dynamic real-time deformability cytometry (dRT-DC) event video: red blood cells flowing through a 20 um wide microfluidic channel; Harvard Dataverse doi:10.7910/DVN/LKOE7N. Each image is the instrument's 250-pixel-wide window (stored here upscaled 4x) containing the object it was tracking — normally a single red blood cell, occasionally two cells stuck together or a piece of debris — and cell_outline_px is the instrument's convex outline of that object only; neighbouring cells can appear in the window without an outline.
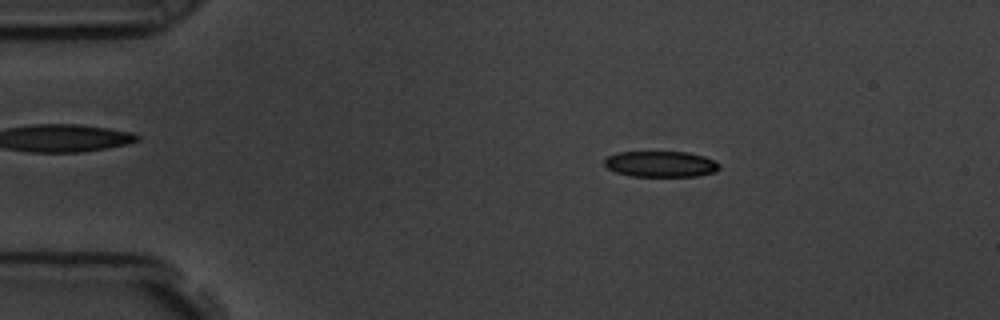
{"species": "common noctule bat (a hibernating species)", "species_latin": "Nyctalus noctula", "temperature_condition": "room temperature", "stored_images_in_passage": 57, "camera_frame_rate_fps": 3000, "um_per_image_px": 0.085, "animal": {"sex": "male", "body_mass_g": 19.5, "forearm_length_mm": 54.6}, "frame": {"image": 1, "passage_image": 10, "time_ms": 3.0, "image_size_px": [1000, 320], "cell_outline_px": [[720, 168], [716, 172], [696, 176], [632, 176], [616, 172], [608, 168], [604, 164], [604, 160], [608, 156], [620, 152], [688, 152], [704, 156], [720, 164]], "centroid_in_image_um": [56.18, 13.94], "position_along_channel_um": 28.8, "area_um2": 17.28}}
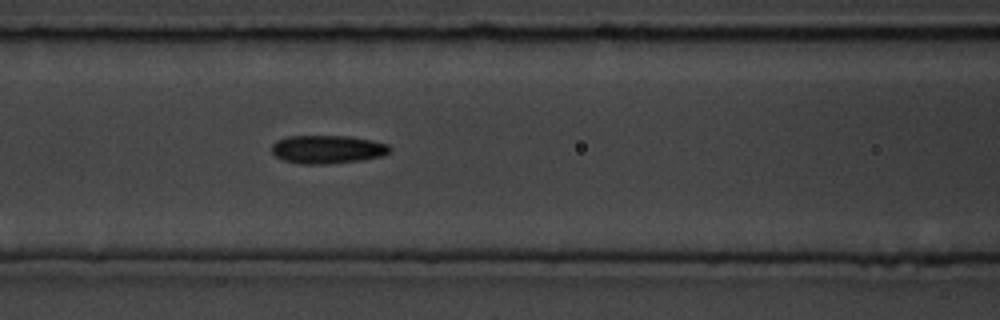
{"frame": {"image": 2, "passage_image": 24, "time_ms": 7.667, "image_size_px": [1000, 320], "cell_outline_px": [[392, 148], [384, 156], [364, 160], [324, 164], [300, 164], [284, 160], [276, 156], [272, 152], [272, 144], [276, 140], [288, 136], [348, 136], [372, 140], [388, 144]], "centroid_in_image_um": [27.85, 12.69], "position_along_channel_um": 138.7, "area_um2": 19.59}}
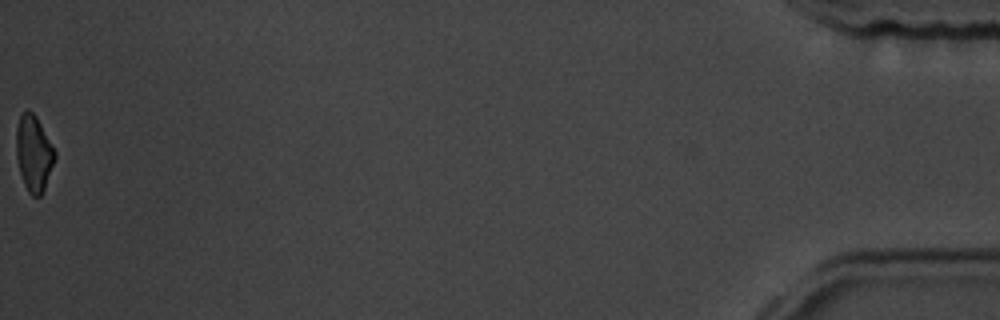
{"frame": {"image": 3, "passage_image": 57, "time_ms": 18.667, "image_size_px": [1000, 320], "cell_outline_px": [[56, 156], [44, 188], [40, 196], [32, 196], [28, 192], [24, 184], [20, 172], [16, 156], [16, 128], [20, 116], [28, 108], [36, 116], [56, 152]], "centroid_in_image_um": [2.85, 13.02], "position_along_channel_um": 432.3, "area_um2": 16.88}, "authors_computed_cell_mechanics": {"area_um2": 18.4382, "velocity_mm_per_s": 3.5957, "shape_relaxation_time_tau1_ms": 4.4247, "shape_relaxation_time_tau2_ms": 6.198, "deformation_change_tau1": 0.0987, "deformation_change_tau2": 0.1422}}